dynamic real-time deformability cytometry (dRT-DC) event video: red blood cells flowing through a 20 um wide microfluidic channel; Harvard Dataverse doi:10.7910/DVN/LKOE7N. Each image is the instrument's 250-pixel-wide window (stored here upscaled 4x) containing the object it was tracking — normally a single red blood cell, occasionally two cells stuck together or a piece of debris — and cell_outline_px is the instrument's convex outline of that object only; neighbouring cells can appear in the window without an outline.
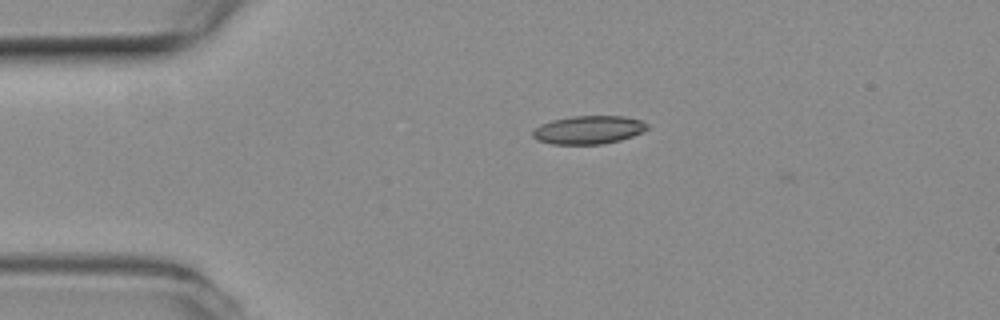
{"species": "common noctule bat (a hibernating species)", "species_latin": "Nyctalus noctula", "temperature_condition": "room temperature", "stored_images_in_passage": 2, "camera_frame_rate_fps": 3000, "um_per_image_px": 0.085, "animal": {"sex": "female", "body_mass_g": 19.3, "forearm_length_mm": 54.1}, "frame": {"image": 1, "passage_image": 1, "time_ms": 0.0, "image_size_px": [1000, 320], "cell_outline_px": [[648, 128], [632, 136], [620, 140], [600, 144], [552, 144], [536, 140], [532, 136], [532, 132], [540, 124], [552, 120], [572, 116], [624, 116], [640, 120], [648, 124]], "centroid_in_image_um": [49.99, 11.03], "position_along_channel_um": 35.0, "area_um2": 18.79}}